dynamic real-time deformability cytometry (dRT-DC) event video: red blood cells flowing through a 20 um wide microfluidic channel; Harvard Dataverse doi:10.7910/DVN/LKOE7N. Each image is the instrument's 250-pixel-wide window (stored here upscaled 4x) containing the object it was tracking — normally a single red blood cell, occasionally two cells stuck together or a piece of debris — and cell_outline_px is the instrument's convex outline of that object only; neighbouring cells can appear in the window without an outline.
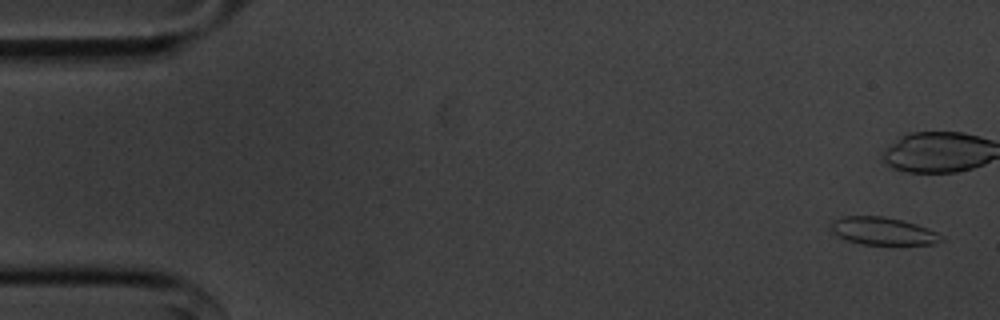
{"species": "common noctule bat (a hibernating species)", "species_latin": "Nyctalus noctula", "temperature_condition": "cold", "stored_images_in_passage": 56, "camera_frame_rate_fps": 3000, "um_per_image_px": 0.085, "animal": {"sex": "male", "body_mass_g": 20.1, "forearm_length_mm": 53.5}, "frame": {"image": 1, "passage_image": 2, "time_ms": 0.333, "image_size_px": [1000, 320], "cell_outline_px": [[944, 240], [932, 244], [860, 244], [844, 240], [832, 228], [832, 220], [844, 216], [884, 216], [904, 220], [928, 228], [944, 236]], "centroid_in_image_um": [75.09, 19.63], "position_along_channel_um": 9.9, "area_um2": 17.69}}
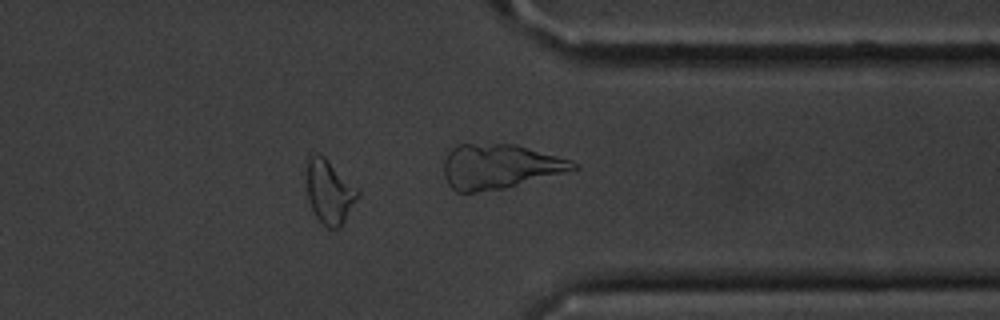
{"frame": {"image": 2, "passage_image": 44, "time_ms": 14.333, "image_size_px": [1000, 320], "cell_outline_px": [[360, 196], [340, 228], [328, 228], [316, 216], [312, 208], [308, 196], [308, 160], [312, 152], [316, 152], [324, 156], [360, 192]], "centroid_in_image_um": [28.03, 16.31], "position_along_channel_um": 383.4, "area_um2": 18.55}}
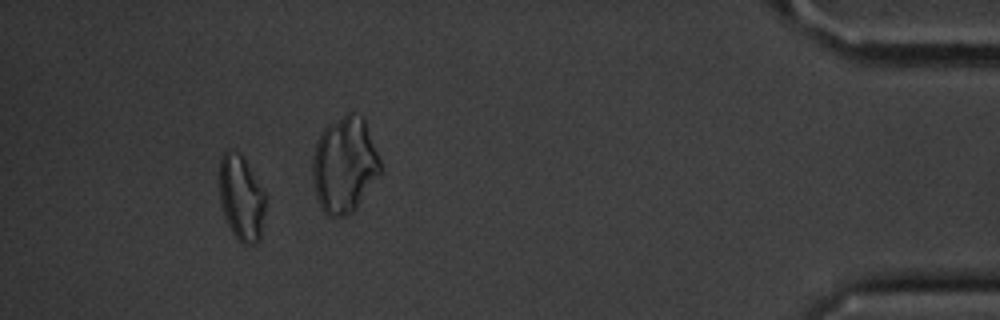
{"frame": {"image": 3, "passage_image": 51, "time_ms": 16.667, "image_size_px": [1000, 320], "cell_outline_px": [[264, 212], [260, 240], [256, 244], [240, 244], [232, 232], [224, 216], [220, 204], [220, 156], [224, 152], [240, 152], [264, 192]], "centroid_in_image_um": [20.5, 16.87], "position_along_channel_um": 414.7, "area_um2": 22.66}, "authors_computed_cell_mechanics": {"area_um2": 17.5712, "velocity_mm_per_s": 3.6228, "shape_relaxation_time_tau1_ms": 7.3827, "shape_relaxation_time_tau2_ms": 1.6731, "deformation_change_tau1": 0.1169, "deformation_change_tau2": 0.0688}}